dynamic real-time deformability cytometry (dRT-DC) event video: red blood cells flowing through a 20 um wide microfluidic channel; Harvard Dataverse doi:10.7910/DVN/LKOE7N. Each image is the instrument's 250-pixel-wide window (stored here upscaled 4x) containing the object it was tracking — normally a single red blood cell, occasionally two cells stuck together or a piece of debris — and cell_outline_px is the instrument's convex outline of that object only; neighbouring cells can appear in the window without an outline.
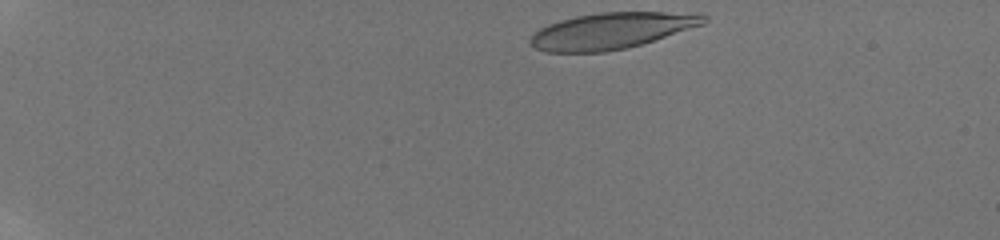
{"species": "human", "species_latin": "Homo sapiens", "temperature_condition": "room temperature", "stored_images_in_passage": 11, "camera_frame_rate_fps": 3000, "um_per_image_px": 0.085, "donor": {"sex": "male"}, "frame": {"image": 1, "passage_image": 1, "time_ms": 0.0, "image_size_px": [1000, 240], "cell_outline_px": [[708, 20], [704, 24], [640, 44], [624, 48], [604, 52], [544, 52], [528, 44], [528, 40], [540, 28], [548, 24], [560, 20], [576, 16], [600, 12], [704, 12], [708, 16]], "centroid_in_image_um": [52.0, 2.6], "position_along_channel_um": 33.0, "area_um2": 36.7}}
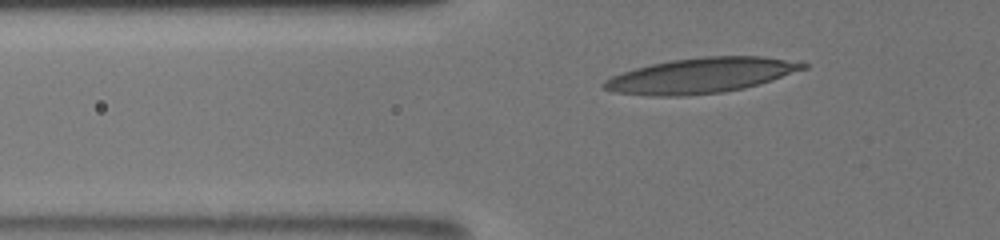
{"frame": {"image": 2, "passage_image": 10, "time_ms": 3.333, "image_size_px": [1000, 240], "cell_outline_px": [[808, 68], [744, 88], [724, 92], [684, 96], [652, 96], [616, 92], [604, 88], [600, 84], [604, 80], [612, 76], [636, 68], [652, 64], [672, 60], [704, 56], [764, 56], [800, 60], [808, 64]], "centroid_in_image_um": [59.63, 6.4], "position_along_channel_um": 66.2, "area_um2": 40.86}}